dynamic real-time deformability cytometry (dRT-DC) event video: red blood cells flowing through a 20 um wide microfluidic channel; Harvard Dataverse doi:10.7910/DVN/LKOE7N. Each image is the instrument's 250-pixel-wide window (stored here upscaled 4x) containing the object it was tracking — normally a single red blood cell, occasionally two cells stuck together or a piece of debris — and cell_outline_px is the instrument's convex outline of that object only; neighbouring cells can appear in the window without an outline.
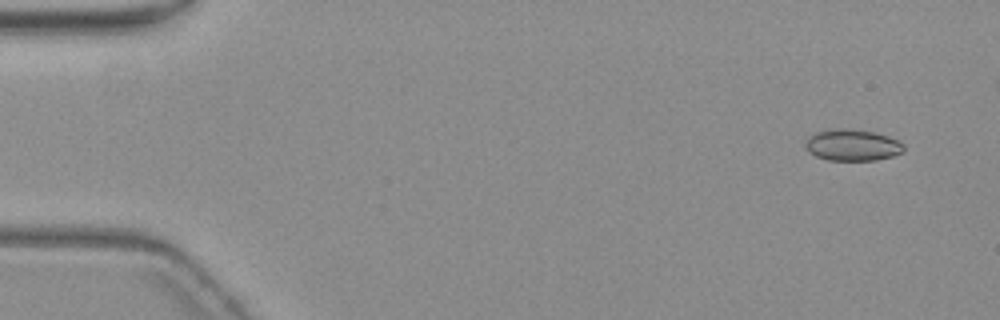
{"species": "common noctule bat (a hibernating species)", "species_latin": "Nyctalus noctula", "temperature_condition": "warm", "stored_images_in_passage": 2, "camera_frame_rate_fps": 3000, "um_per_image_px": 0.085, "animal": {"sex": "female", "body_mass_g": 19.3, "forearm_length_mm": 54.1}, "frame": {"image": 1, "passage_image": 1, "time_ms": 0.0, "image_size_px": [1000, 320], "cell_outline_px": [[904, 152], [892, 156], [876, 160], [828, 160], [816, 156], [804, 144], [808, 136], [816, 132], [828, 128], [848, 128], [876, 132], [900, 140], [904, 144]], "centroid_in_image_um": [72.48, 12.31], "position_along_channel_um": 12.5, "area_um2": 18.26}}